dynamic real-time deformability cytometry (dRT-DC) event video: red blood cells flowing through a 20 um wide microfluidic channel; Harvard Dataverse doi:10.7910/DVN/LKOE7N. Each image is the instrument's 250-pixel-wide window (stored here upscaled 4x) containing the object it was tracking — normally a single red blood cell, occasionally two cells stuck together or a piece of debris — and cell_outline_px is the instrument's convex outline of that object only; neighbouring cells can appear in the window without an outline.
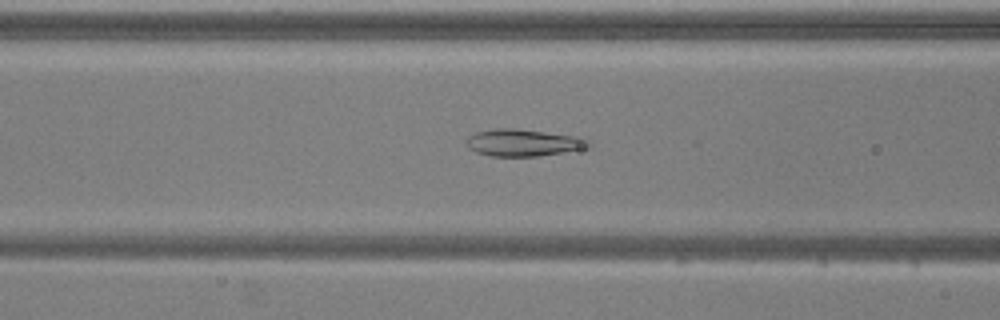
{"species": "common noctule bat (a hibernating species)", "species_latin": "Nyctalus noctula", "temperature_condition": "warm", "stored_images_in_passage": 53, "camera_frame_rate_fps": 3000, "um_per_image_px": 0.085, "animal": {"sex": "male", "body_mass_g": 20.5, "forearm_length_mm": 52.5}, "frame": {"image": 1, "passage_image": 21, "time_ms": 6.667, "image_size_px": [1000, 320], "cell_outline_px": [[592, 148], [540, 156], [492, 156], [476, 152], [468, 148], [464, 140], [468, 136], [476, 132], [496, 128], [516, 128], [584, 136], [592, 144]], "centroid_in_image_um": [44.56, 12.12], "position_along_channel_um": 122.0, "area_um2": 19.88}}
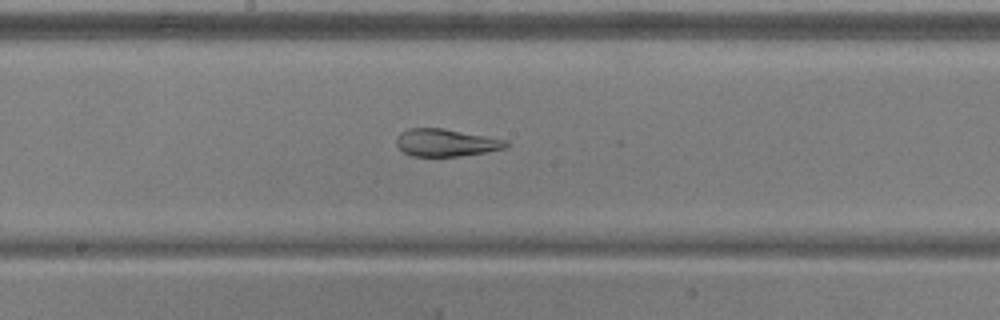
{"frame": {"image": 2, "passage_image": 28, "time_ms": 9.0, "image_size_px": [1000, 320], "cell_outline_px": [[508, 144], [504, 148], [484, 152], [460, 156], [412, 156], [404, 152], [396, 144], [396, 136], [400, 132], [408, 128], [444, 128], [508, 140]], "centroid_in_image_um": [37.87, 12.11], "position_along_channel_um": 210.3, "area_um2": 17.51}}
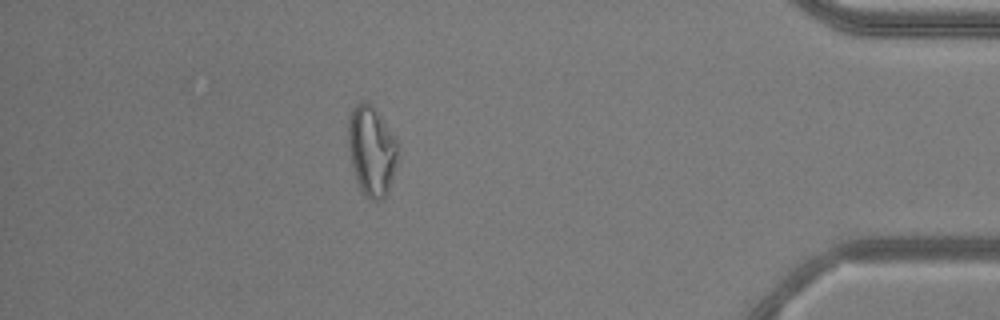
{"frame": {"image": 3, "passage_image": 47, "time_ms": 15.333, "image_size_px": [1000, 320], "cell_outline_px": [[400, 144], [396, 168], [388, 192], [384, 200], [368, 200], [360, 188], [356, 180], [352, 164], [348, 144], [348, 112], [360, 100], [364, 100], [372, 104], [396, 136]], "centroid_in_image_um": [31.61, 12.78], "position_along_channel_um": 403.6, "area_um2": 26.82}, "authors_computed_cell_mechanics": {"area_um2": 24.565, "velocity_mm_per_s": 3.7687, "shape_relaxation_time_tau1_ms": null, "shape_relaxation_time_tau2_ms": 2.082, "deformation_change_tau1": null, "deformation_change_tau2": 0.081}}